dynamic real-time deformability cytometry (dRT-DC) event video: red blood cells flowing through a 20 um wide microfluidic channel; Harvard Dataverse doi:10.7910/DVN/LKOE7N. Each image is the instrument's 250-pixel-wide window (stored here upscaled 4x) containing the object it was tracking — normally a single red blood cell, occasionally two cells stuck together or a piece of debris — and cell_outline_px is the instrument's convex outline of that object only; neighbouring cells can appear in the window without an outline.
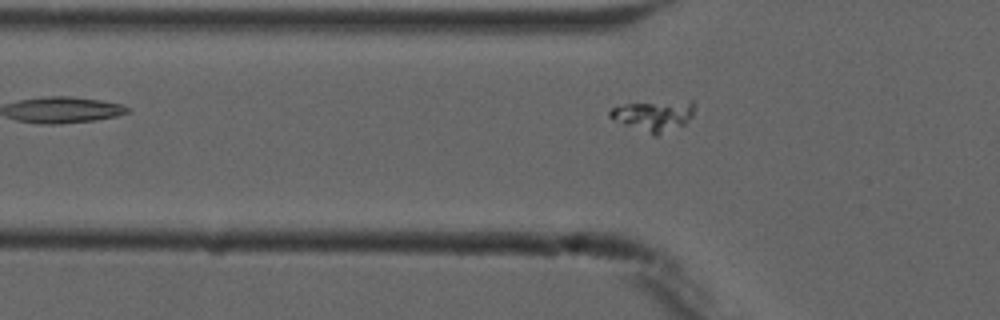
{"species": "common noctule bat (a hibernating species)", "species_latin": "Nyctalus noctula", "temperature_condition": "cold", "stored_images_in_passage": 5, "camera_frame_rate_fps": 3000, "um_per_image_px": 0.085, "animal": {"sex": "male", "forearm_length_mm": 52.5}, "frame": {"image": 1, "passage_image": 5, "time_ms": 5.0, "image_size_px": [1000, 320], "cell_outline_px": [[696, 108], [692, 116], [684, 124], [656, 136], [652, 136], [612, 120], [608, 116], [608, 112], [612, 108], [628, 104], [692, 100], [696, 104]], "centroid_in_image_um": [55.58, 9.84], "position_along_channel_um": 70.2, "area_um2": 15.26}}